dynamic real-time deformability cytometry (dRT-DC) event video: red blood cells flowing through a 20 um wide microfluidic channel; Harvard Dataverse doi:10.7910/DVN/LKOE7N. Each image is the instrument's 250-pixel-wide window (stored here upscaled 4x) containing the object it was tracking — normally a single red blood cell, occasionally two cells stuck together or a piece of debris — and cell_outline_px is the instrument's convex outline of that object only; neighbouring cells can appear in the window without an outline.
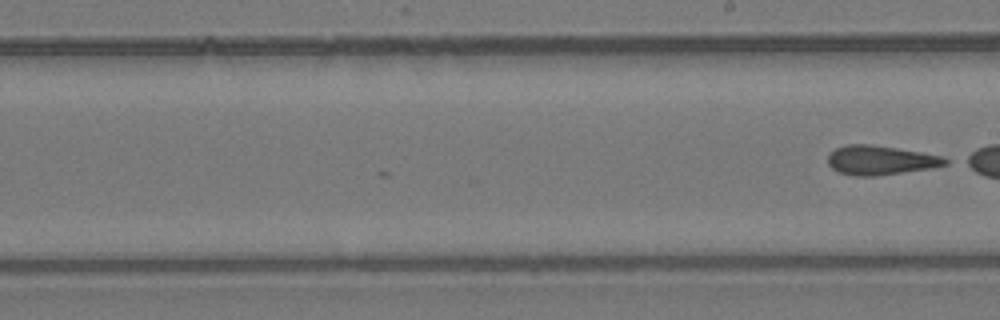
{"species": "common noctule bat (a hibernating species)", "species_latin": "Nyctalus noctula", "temperature_condition": "room temperature", "stored_images_in_passage": 29, "camera_frame_rate_fps": 3000, "um_per_image_px": 0.085, "animal": {"sex": "female", "body_mass_g": 24.6, "forearm_length_mm": 56.2}, "frame": {"image": 1, "passage_image": 29, "time_ms": 9.333, "image_size_px": [1000, 320], "cell_outline_px": [[948, 164], [932, 168], [876, 176], [852, 176], [836, 172], [828, 164], [828, 156], [836, 148], [848, 144], [868, 144], [896, 148], [920, 152], [940, 156], [948, 160]], "centroid_in_image_um": [74.8, 13.63], "position_along_channel_um": 214.2, "area_um2": 19.94}}